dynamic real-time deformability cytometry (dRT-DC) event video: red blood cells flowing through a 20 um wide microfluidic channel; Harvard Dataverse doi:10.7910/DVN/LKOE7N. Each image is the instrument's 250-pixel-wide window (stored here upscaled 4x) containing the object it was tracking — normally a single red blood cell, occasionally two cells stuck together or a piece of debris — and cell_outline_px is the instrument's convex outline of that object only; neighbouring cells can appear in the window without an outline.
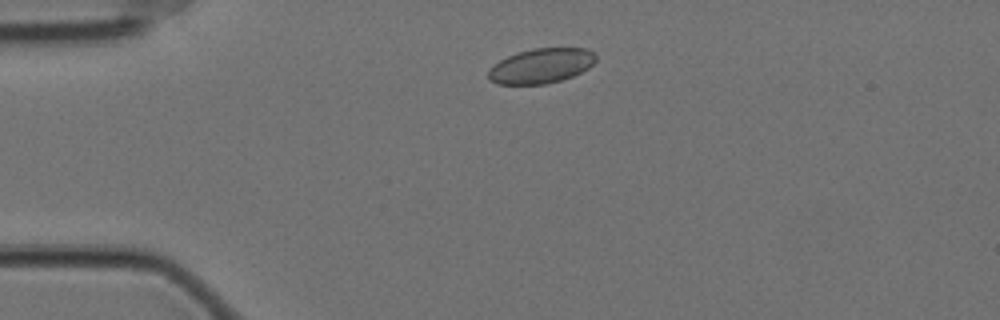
{"species": "Egyptian fruit bat (a non-hibernating species)", "species_latin": "Rousettus aegyptiacus", "temperature_condition": "cold", "stored_images_in_passage": 46, "camera_frame_rate_fps": 3000, "um_per_image_px": 0.085, "animal": {"sex": "female"}, "frame": {"image": 1, "passage_image": 1, "time_ms": 0.0, "image_size_px": [1000, 320], "cell_outline_px": [[596, 60], [588, 68], [572, 76], [548, 84], [496, 84], [488, 80], [488, 68], [492, 64], [516, 52], [532, 48], [588, 48], [596, 56]], "centroid_in_image_um": [45.95, 5.59], "position_along_channel_um": 39.1, "area_um2": 22.02}}
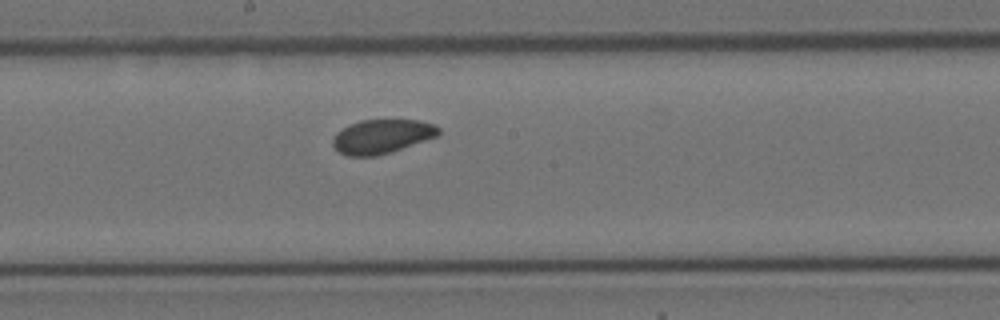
{"frame": {"image": 2, "passage_image": 19, "time_ms": 6.0, "image_size_px": [1000, 320], "cell_outline_px": [[440, 132], [436, 136], [392, 152], [376, 156], [348, 156], [340, 152], [332, 144], [332, 140], [336, 132], [348, 124], [360, 120], [420, 120], [436, 124], [440, 128]], "centroid_in_image_um": [32.45, 11.59], "position_along_channel_um": 215.7, "area_um2": 21.1}}
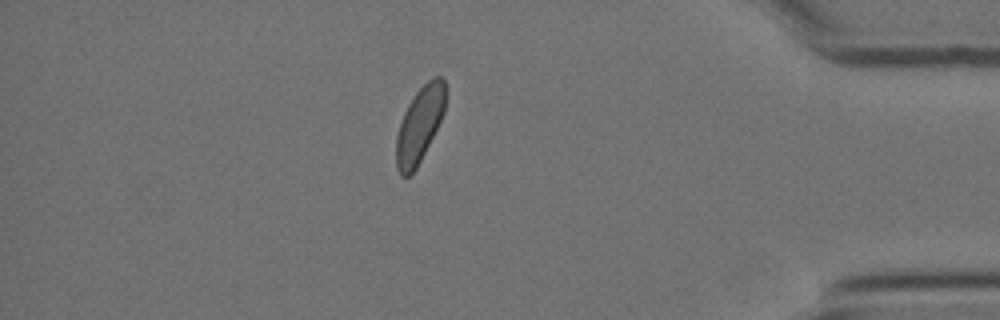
{"frame": {"image": 3, "passage_image": 38, "time_ms": 12.333, "image_size_px": [1000, 320], "cell_outline_px": [[444, 112], [416, 168], [408, 176], [400, 176], [396, 168], [396, 136], [404, 112], [408, 104], [416, 92], [428, 80], [436, 76], [440, 76], [444, 80]], "centroid_in_image_um": [35.63, 10.61], "position_along_channel_um": 399.6, "area_um2": 21.04}}